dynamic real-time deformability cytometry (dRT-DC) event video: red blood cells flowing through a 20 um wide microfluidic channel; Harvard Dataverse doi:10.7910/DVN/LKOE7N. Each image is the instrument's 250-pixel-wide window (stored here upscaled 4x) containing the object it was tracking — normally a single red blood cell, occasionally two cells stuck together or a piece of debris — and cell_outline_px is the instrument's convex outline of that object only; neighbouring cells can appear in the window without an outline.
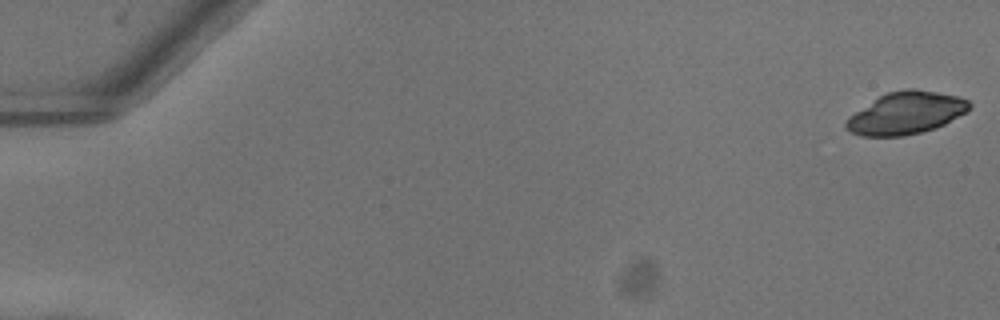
{"species": "common noctule bat (a hibernating species)", "species_latin": "Nyctalus noctula", "temperature_condition": "warm", "stored_images_in_passage": 52, "camera_frame_rate_fps": 3000, "um_per_image_px": 0.085, "animal": {"sex": "female"}, "frame": {"image": 1, "passage_image": 1, "time_ms": 0.0, "image_size_px": [1000, 320], "cell_outline_px": [[972, 108], [968, 112], [936, 128], [904, 136], [860, 136], [844, 128], [844, 120], [848, 116], [880, 96], [888, 92], [904, 88], [916, 88], [960, 96], [968, 100], [972, 104]], "centroid_in_image_um": [77.04, 9.6], "position_along_channel_um": 8.0, "area_um2": 30.69}}